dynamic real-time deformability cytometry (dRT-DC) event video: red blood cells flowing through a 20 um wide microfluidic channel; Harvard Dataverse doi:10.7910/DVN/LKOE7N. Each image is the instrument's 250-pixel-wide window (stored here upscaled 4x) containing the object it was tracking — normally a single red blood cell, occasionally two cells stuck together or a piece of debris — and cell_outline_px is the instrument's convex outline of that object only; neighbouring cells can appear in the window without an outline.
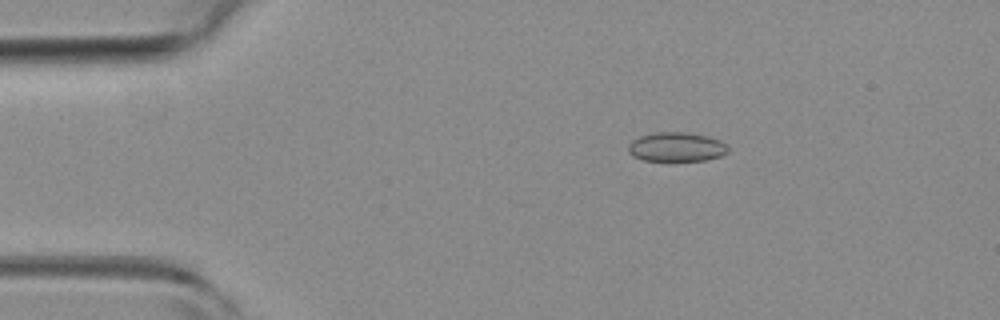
{"species": "common noctule bat (a hibernating species)", "species_latin": "Nyctalus noctula", "temperature_condition": "room temperature", "stored_images_in_passage": 20, "camera_frame_rate_fps": 3000, "um_per_image_px": 0.085, "animal": {"sex": "female", "body_mass_g": 19.3, "forearm_length_mm": 54.1}, "frame": {"image": 1, "passage_image": 1, "time_ms": 0.0, "image_size_px": [1000, 320], "cell_outline_px": [[728, 152], [720, 156], [704, 160], [644, 160], [632, 156], [628, 152], [628, 144], [632, 140], [640, 136], [656, 132], [684, 132], [708, 136], [720, 140], [728, 148]], "centroid_in_image_um": [57.47, 12.48], "position_along_channel_um": 27.5, "area_um2": 16.88}}
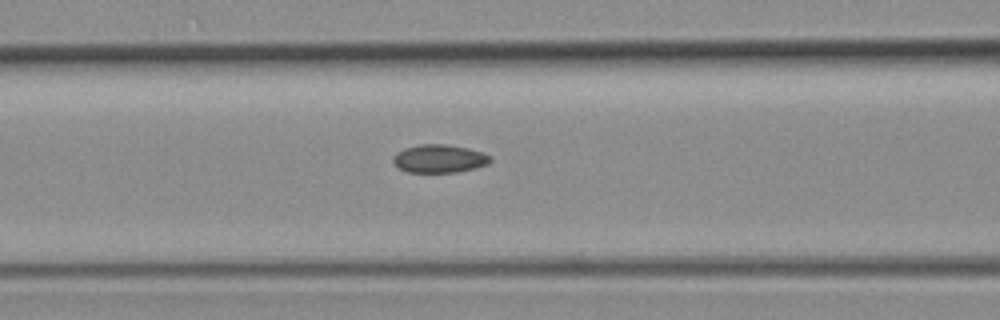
{"frame": {"image": 2, "passage_image": 13, "time_ms": 4.0, "image_size_px": [1000, 320], "cell_outline_px": [[492, 160], [488, 164], [456, 172], [408, 172], [400, 168], [392, 160], [396, 152], [404, 148], [420, 144], [448, 144], [468, 148], [484, 152], [492, 156]], "centroid_in_image_um": [37.37, 13.47], "position_along_channel_um": 129.2, "area_um2": 15.95}}
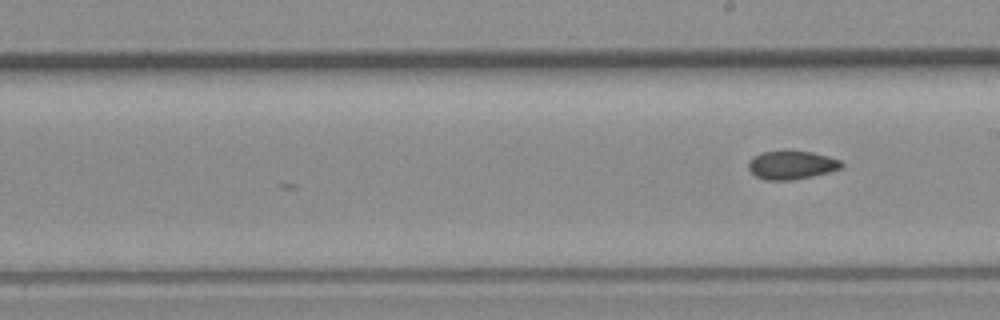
{"frame": {"image": 3, "passage_image": 20, "time_ms": 6.333, "image_size_px": [1000, 320], "cell_outline_px": [[844, 164], [840, 168], [828, 172], [812, 176], [792, 180], [764, 180], [756, 176], [748, 168], [748, 160], [752, 156], [764, 152], [784, 148], [812, 152], [828, 156], [840, 160]], "centroid_in_image_um": [67.24, 13.99], "position_along_channel_um": 221.8, "area_um2": 15.9}}